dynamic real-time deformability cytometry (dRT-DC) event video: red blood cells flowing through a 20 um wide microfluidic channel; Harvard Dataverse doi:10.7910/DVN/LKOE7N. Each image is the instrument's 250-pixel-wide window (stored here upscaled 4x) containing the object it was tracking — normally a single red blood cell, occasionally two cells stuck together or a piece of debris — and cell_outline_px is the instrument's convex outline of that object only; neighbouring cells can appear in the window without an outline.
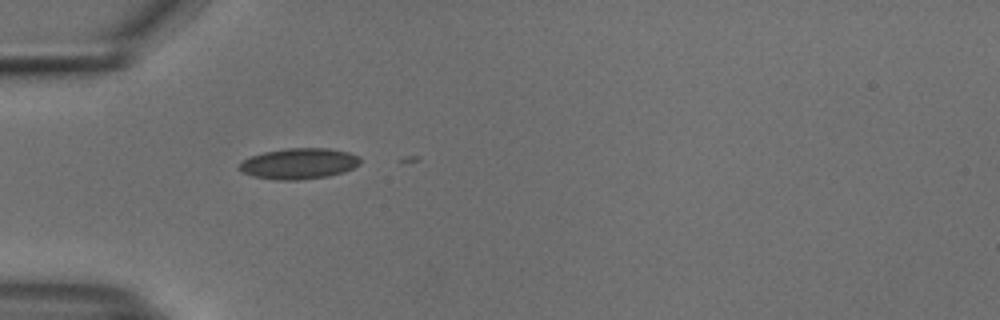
{"species": "common noctule bat (a hibernating species)", "species_latin": "Nyctalus noctula", "temperature_condition": "cold", "stored_images_in_passage": 6, "camera_frame_rate_fps": 3000, "um_per_image_px": 0.085, "animal": {"sex": "male", "body_mass_g": 18.8}, "frame": {"image": 1, "passage_image": 1, "time_ms": 0.0, "image_size_px": [1000, 320], "cell_outline_px": [[360, 164], [344, 172], [328, 176], [296, 180], [276, 180], [252, 176], [236, 168], [244, 160], [252, 156], [264, 152], [288, 148], [328, 148], [348, 152], [360, 156]], "centroid_in_image_um": [25.42, 13.91], "position_along_channel_um": 59.6, "area_um2": 21.68}}
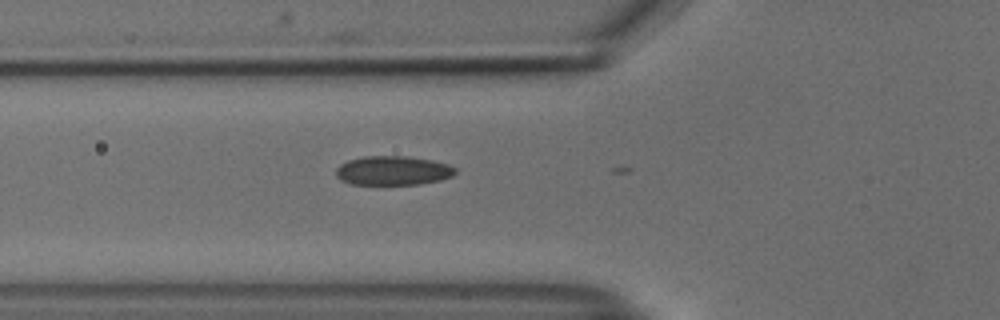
{"frame": {"image": 2, "passage_image": 4, "time_ms": 1.0, "image_size_px": [1000, 320], "cell_outline_px": [[456, 172], [452, 176], [440, 180], [420, 184], [348, 184], [340, 180], [336, 176], [336, 168], [340, 164], [348, 160], [364, 156], [408, 156], [432, 160], [448, 164], [456, 168]], "centroid_in_image_um": [33.38, 14.5], "position_along_channel_um": 92.4, "area_um2": 20.4}}